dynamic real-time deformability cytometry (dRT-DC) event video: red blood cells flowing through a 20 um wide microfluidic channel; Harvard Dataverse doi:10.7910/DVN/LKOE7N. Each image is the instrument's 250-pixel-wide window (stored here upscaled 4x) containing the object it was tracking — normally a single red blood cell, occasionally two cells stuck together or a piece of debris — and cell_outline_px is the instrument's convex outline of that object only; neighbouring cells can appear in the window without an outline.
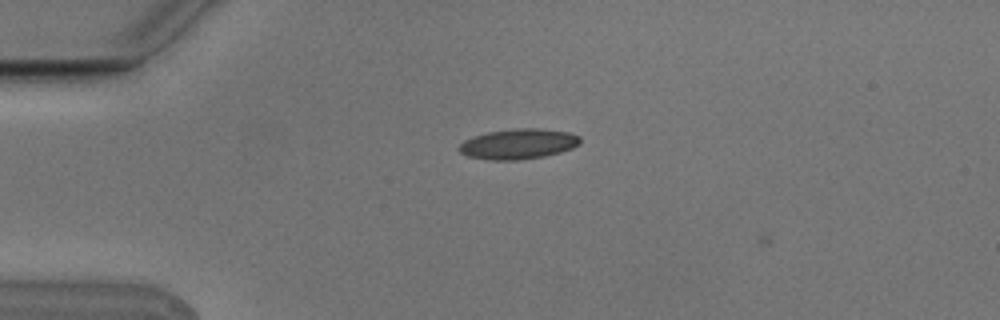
{"species": "Egyptian fruit bat (a non-hibernating species)", "species_latin": "Rousettus aegyptiacus", "temperature_condition": "cold", "stored_images_in_passage": 4, "camera_frame_rate_fps": 3000, "um_per_image_px": 0.085, "animal": {"sex": "male"}, "frame": {"image": 1, "passage_image": 2, "time_ms": 0.333, "image_size_px": [1000, 320], "cell_outline_px": [[580, 144], [572, 148], [560, 152], [544, 156], [516, 160], [492, 160], [468, 156], [460, 152], [456, 148], [464, 140], [472, 136], [488, 132], [516, 128], [540, 128], [568, 132], [580, 136]], "centroid_in_image_um": [44.04, 12.23], "position_along_channel_um": 41.0, "area_um2": 21.39}}